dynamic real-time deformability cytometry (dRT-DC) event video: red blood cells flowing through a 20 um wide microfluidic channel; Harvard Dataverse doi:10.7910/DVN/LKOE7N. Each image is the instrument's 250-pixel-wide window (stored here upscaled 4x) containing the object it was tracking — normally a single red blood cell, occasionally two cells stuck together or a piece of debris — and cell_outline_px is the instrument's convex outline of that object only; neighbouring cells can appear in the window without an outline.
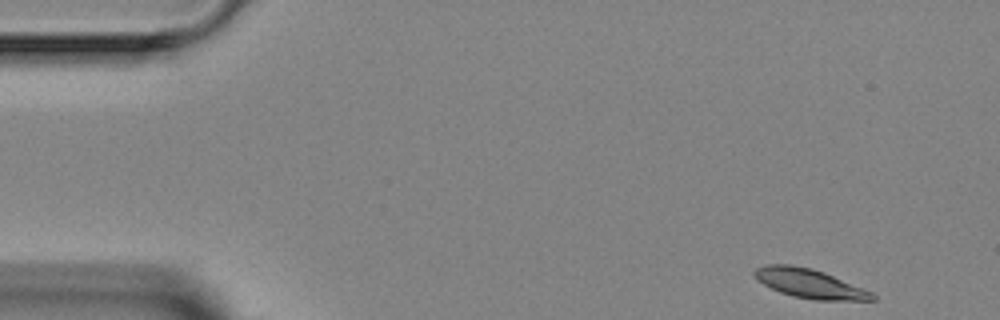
{"species": "Egyptian fruit bat (a non-hibernating species)", "species_latin": "Rousettus aegyptiacus", "temperature_condition": "room temperature", "stored_images_in_passage": 4, "camera_frame_rate_fps": 3000, "um_per_image_px": 0.085, "animal": {"sex": "female"}, "frame": {"image": 1, "passage_image": 1, "time_ms": 0.0, "image_size_px": [1000, 320], "cell_outline_px": [[876, 300], [816, 300], [792, 296], [780, 292], [756, 280], [752, 272], [756, 268], [764, 264], [792, 264], [812, 268], [824, 272], [864, 288], [872, 292], [876, 296]], "centroid_in_image_um": [68.8, 24.08], "position_along_channel_um": 16.2, "area_um2": 20.17}}
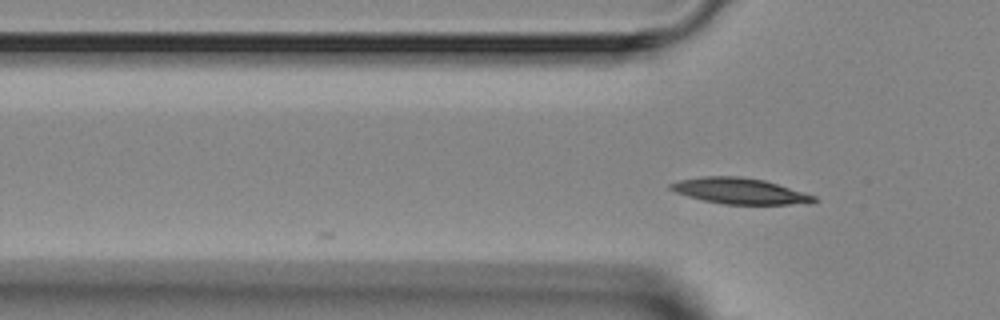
{"frame": {"image": 2, "passage_image": 4, "time_ms": 3.667, "image_size_px": [1000, 320], "cell_outline_px": [[820, 200], [788, 204], [724, 204], [704, 200], [688, 196], [676, 192], [668, 188], [668, 184], [680, 180], [704, 176], [740, 176], [764, 180], [816, 196]], "centroid_in_image_um": [62.83, 16.22], "position_along_channel_um": 63.0, "area_um2": 21.27}}